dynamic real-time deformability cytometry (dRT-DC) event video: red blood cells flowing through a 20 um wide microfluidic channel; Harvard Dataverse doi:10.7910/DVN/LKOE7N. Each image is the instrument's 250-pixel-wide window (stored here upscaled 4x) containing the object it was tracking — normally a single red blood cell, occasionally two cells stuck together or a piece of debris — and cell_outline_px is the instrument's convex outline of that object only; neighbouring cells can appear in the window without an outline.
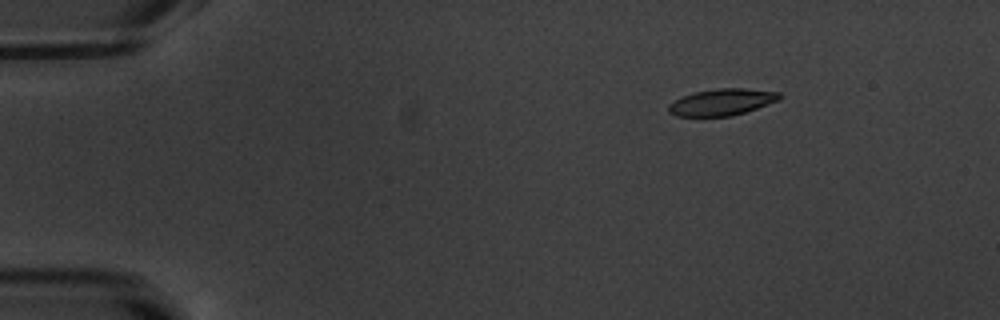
{"species": "common noctule bat (a hibernating species)", "species_latin": "Nyctalus noctula", "temperature_condition": "warm", "stored_images_in_passage": 47, "camera_frame_rate_fps": 3000, "um_per_image_px": 0.085, "animal": {"sex": "male", "body_mass_g": 20.1, "forearm_length_mm": 53.5}, "frame": {"image": 1, "passage_image": 1, "time_ms": 0.0, "image_size_px": [1000, 320], "cell_outline_px": [[780, 100], [732, 116], [676, 116], [668, 112], [668, 104], [684, 96], [696, 92], [720, 88], [744, 88], [780, 92]], "centroid_in_image_um": [61.37, 8.68], "position_along_channel_um": 23.6, "area_um2": 16.99}}
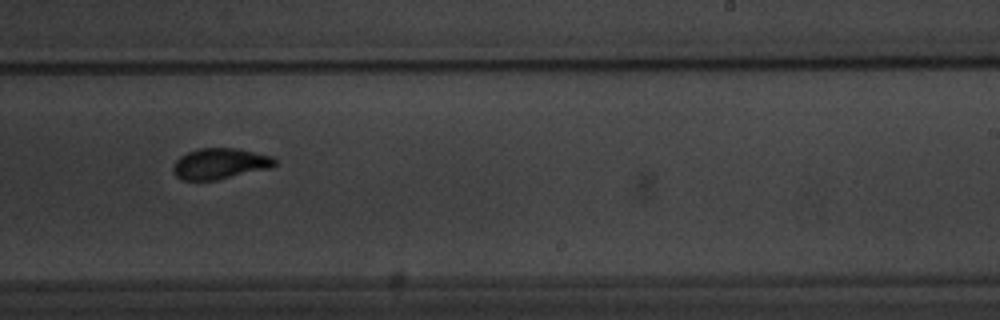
{"frame": {"image": 2, "passage_image": 27, "time_ms": 8.667, "image_size_px": [1000, 320], "cell_outline_px": [[276, 164], [272, 168], [216, 180], [180, 180], [172, 172], [172, 168], [176, 160], [180, 156], [188, 152], [200, 148], [236, 148], [272, 156], [276, 160]], "centroid_in_image_um": [18.69, 13.92], "position_along_channel_um": 270.3, "area_um2": 18.38}}
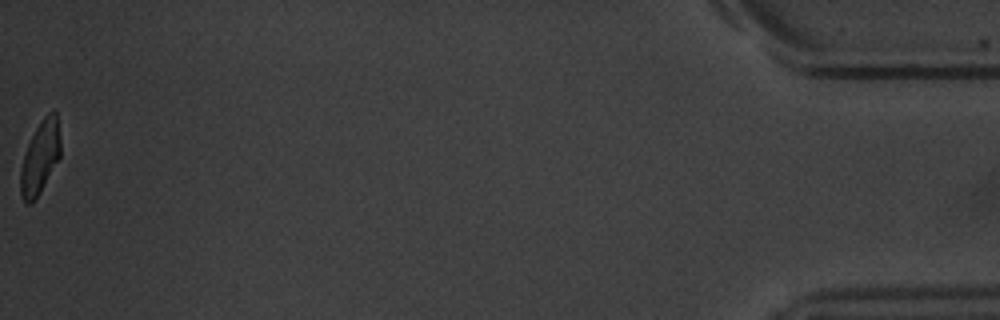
{"frame": {"image": 3, "passage_image": 47, "time_ms": 15.333, "image_size_px": [1000, 320], "cell_outline_px": [[60, 156], [36, 200], [32, 204], [24, 204], [20, 192], [20, 172], [24, 156], [28, 144], [36, 128], [44, 116], [48, 112], [56, 112], [60, 140]], "centroid_in_image_um": [3.4, 13.44], "position_along_channel_um": 431.8, "area_um2": 16.82}, "authors_computed_cell_mechanics": {"area_um2": 18.2648, "velocity_mm_per_s": 3.8071, "shape_relaxation_time_tau1_ms": 3.1762, "shape_relaxation_time_tau2_ms": 1.3142, "deformation_change_tau1": 0.1537, "deformation_change_tau2": 0.069}}